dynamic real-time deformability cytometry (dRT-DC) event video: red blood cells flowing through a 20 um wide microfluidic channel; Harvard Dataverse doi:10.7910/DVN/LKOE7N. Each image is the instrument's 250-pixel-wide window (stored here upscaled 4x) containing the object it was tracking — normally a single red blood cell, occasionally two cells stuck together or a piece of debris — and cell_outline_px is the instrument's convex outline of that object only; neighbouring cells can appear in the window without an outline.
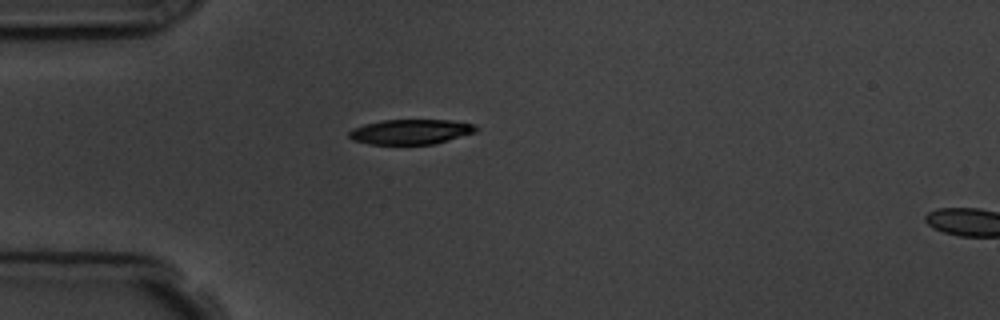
{"species": "common noctule bat (a hibernating species)", "species_latin": "Nyctalus noctula", "temperature_condition": "room temperature", "stored_images_in_passage": 2, "camera_frame_rate_fps": 3000, "um_per_image_px": 0.085, "animal": {"sex": "male", "body_mass_g": 19.5, "forearm_length_mm": 54.6}, "frame": {"image": 1, "passage_image": 1, "time_ms": 0.0, "image_size_px": [1000, 320], "cell_outline_px": [[476, 132], [432, 144], [368, 144], [352, 140], [348, 136], [348, 132], [352, 128], [364, 124], [384, 120], [452, 120], [472, 124], [476, 128]], "centroid_in_image_um": [34.84, 11.2], "position_along_channel_um": 50.2, "area_um2": 18.32}}